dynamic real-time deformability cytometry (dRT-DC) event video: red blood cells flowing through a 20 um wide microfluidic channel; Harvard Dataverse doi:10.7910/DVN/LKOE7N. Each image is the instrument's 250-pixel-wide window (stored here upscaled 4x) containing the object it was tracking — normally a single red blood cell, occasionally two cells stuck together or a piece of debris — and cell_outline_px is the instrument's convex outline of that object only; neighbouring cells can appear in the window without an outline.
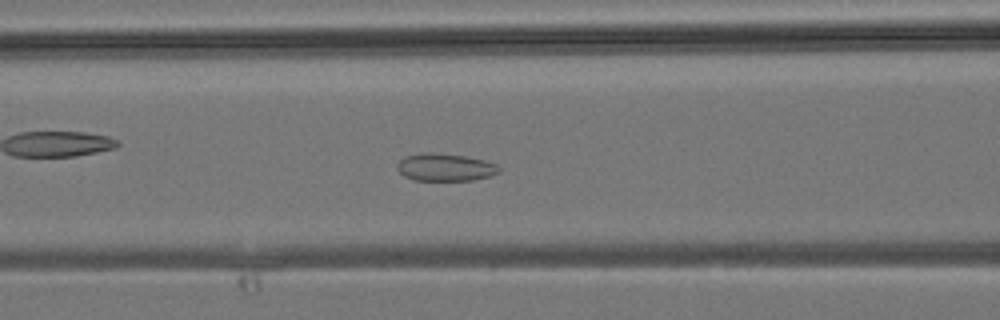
{"species": "common noctule bat (a hibernating species)", "species_latin": "Nyctalus noctula", "temperature_condition": "room temperature", "stored_images_in_passage": 39, "camera_frame_rate_fps": 3000, "um_per_image_px": 0.085, "animal": {"sex": "male", "body_mass_g": 19.2, "forearm_length_mm": 51.8}, "frame": {"image": 1, "passage_image": 14, "time_ms": 4.333, "image_size_px": [1000, 320], "cell_outline_px": [[500, 172], [492, 176], [472, 180], [412, 180], [404, 176], [396, 168], [396, 164], [404, 156], [424, 152], [436, 152], [464, 156], [484, 160], [496, 164], [500, 168]], "centroid_in_image_um": [37.82, 14.21], "position_along_channel_um": 128.8, "area_um2": 16.53}}
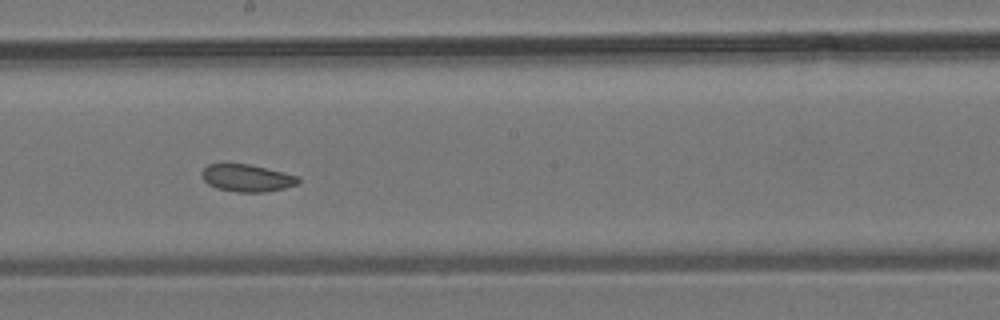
{"frame": {"image": 2, "passage_image": 20, "time_ms": 6.333, "image_size_px": [1000, 320], "cell_outline_px": [[300, 180], [296, 184], [284, 188], [268, 192], [236, 192], [216, 188], [208, 184], [204, 180], [200, 172], [208, 164], [224, 160], [228, 160], [248, 164], [284, 172], [300, 176]], "centroid_in_image_um": [20.93, 15.08], "position_along_channel_um": 227.3, "area_um2": 16.01}}
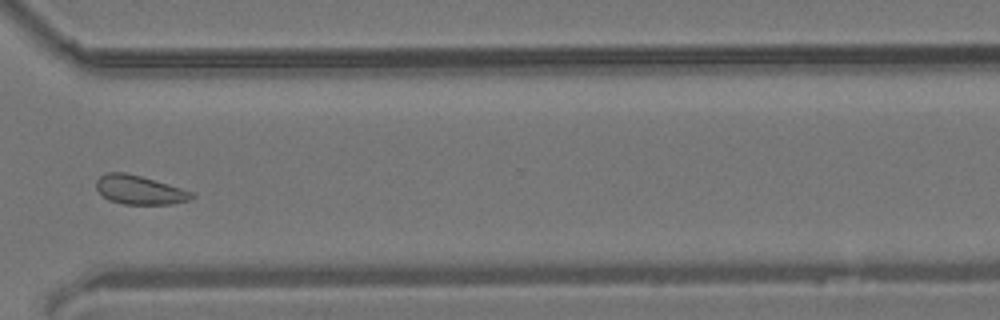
{"frame": {"image": 3, "passage_image": 28, "time_ms": 9.0, "image_size_px": [1000, 320], "cell_outline_px": [[196, 196], [188, 200], [172, 204], [124, 204], [108, 200], [96, 188], [96, 180], [100, 176], [108, 172], [124, 172], [140, 176], [196, 192]], "centroid_in_image_um": [11.89, 16.15], "position_along_channel_um": 358.7, "area_um2": 16.07}}